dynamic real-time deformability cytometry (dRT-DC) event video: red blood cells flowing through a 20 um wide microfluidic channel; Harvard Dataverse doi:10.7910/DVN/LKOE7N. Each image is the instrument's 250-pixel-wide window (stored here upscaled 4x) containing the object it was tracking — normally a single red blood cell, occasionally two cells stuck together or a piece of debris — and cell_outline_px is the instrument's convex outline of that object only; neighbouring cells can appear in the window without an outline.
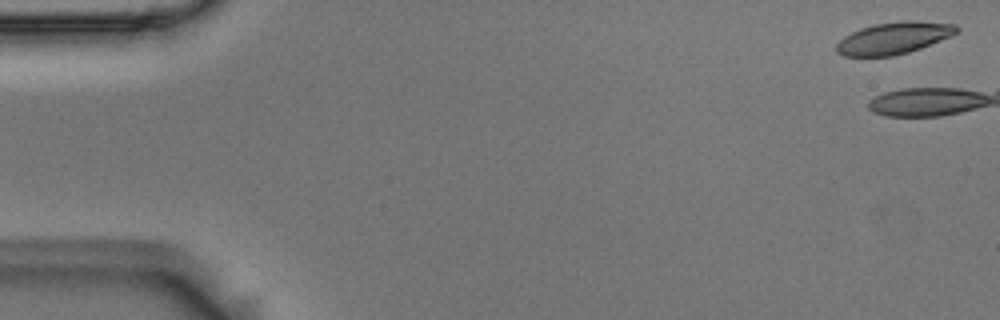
{"species": "Egyptian fruit bat (a non-hibernating species)", "species_latin": "Rousettus aegyptiacus", "temperature_condition": "room temperature", "stored_images_in_passage": 8, "camera_frame_rate_fps": 3000, "um_per_image_px": 0.085, "animal": {"sex": "male"}, "frame": {"image": 1, "passage_image": 2, "time_ms": 0.333, "image_size_px": [1000, 320], "cell_outline_px": [[960, 28], [952, 36], [920, 48], [908, 52], [892, 56], [844, 56], [836, 52], [836, 44], [844, 36], [860, 28], [876, 24], [904, 20], [916, 20], [956, 24]], "centroid_in_image_um": [75.98, 3.23], "position_along_channel_um": 9.0, "area_um2": 22.37}}